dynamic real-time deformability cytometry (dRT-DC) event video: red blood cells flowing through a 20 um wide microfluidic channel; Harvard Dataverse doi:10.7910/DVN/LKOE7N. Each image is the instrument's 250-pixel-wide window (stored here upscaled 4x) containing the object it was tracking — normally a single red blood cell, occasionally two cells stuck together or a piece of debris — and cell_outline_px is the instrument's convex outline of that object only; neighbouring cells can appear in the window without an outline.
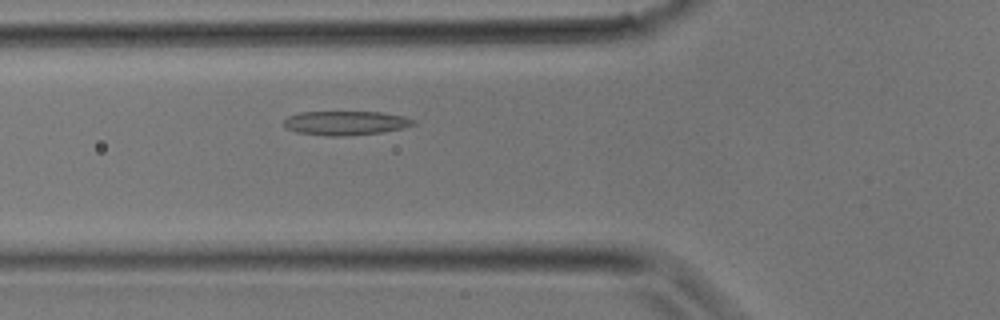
{"species": "common noctule bat (a hibernating species)", "species_latin": "Nyctalus noctula", "temperature_condition": "room temperature", "stored_images_in_passage": 24, "camera_frame_rate_fps": 3000, "um_per_image_px": 0.085, "animal": {"sex": "male", "body_mass_g": 17.9}, "frame": {"image": 1, "passage_image": 4, "time_ms": 1.0, "image_size_px": [1000, 320], "cell_outline_px": [[416, 124], [404, 128], [384, 132], [348, 136], [324, 136], [296, 132], [284, 128], [284, 120], [288, 116], [300, 112], [380, 112], [404, 116], [416, 120]], "centroid_in_image_um": [29.38, 10.46], "position_along_channel_um": 96.4, "area_um2": 18.5}}
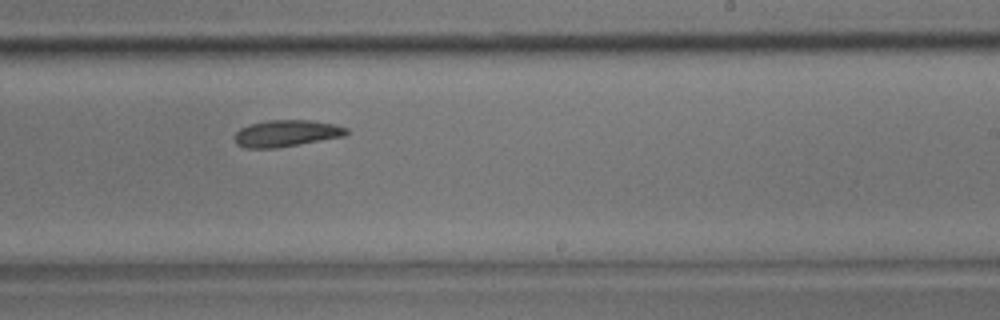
{"frame": {"image": 2, "passage_image": 12, "time_ms": 3.667, "image_size_px": [1000, 320], "cell_outline_px": [[348, 132], [344, 136], [276, 148], [244, 148], [236, 144], [236, 132], [240, 128], [248, 124], [268, 120], [312, 120], [336, 124], [348, 128]], "centroid_in_image_um": [24.34, 11.32], "position_along_channel_um": 264.7, "area_um2": 17.4}}
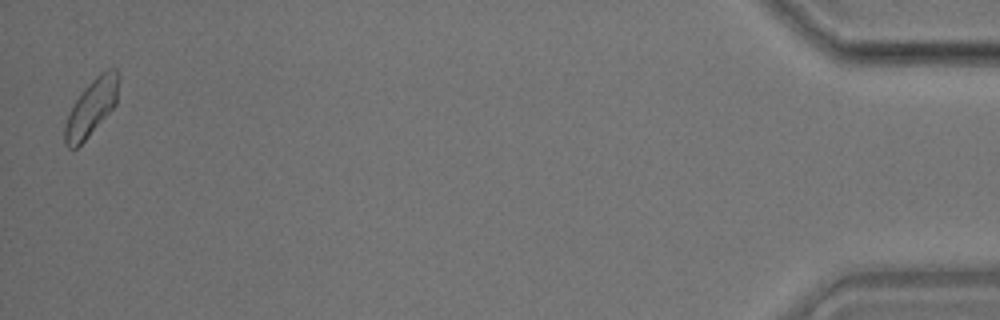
{"frame": {"image": 3, "passage_image": 24, "time_ms": 7.667, "image_size_px": [1000, 320], "cell_outline_px": [[120, 76], [116, 104], [88, 136], [72, 152], [64, 144], [64, 124], [76, 100], [84, 88], [96, 76], [108, 68], [116, 68]], "centroid_in_image_um": [7.77, 9.14], "position_along_channel_um": 427.4, "area_um2": 17.57}}